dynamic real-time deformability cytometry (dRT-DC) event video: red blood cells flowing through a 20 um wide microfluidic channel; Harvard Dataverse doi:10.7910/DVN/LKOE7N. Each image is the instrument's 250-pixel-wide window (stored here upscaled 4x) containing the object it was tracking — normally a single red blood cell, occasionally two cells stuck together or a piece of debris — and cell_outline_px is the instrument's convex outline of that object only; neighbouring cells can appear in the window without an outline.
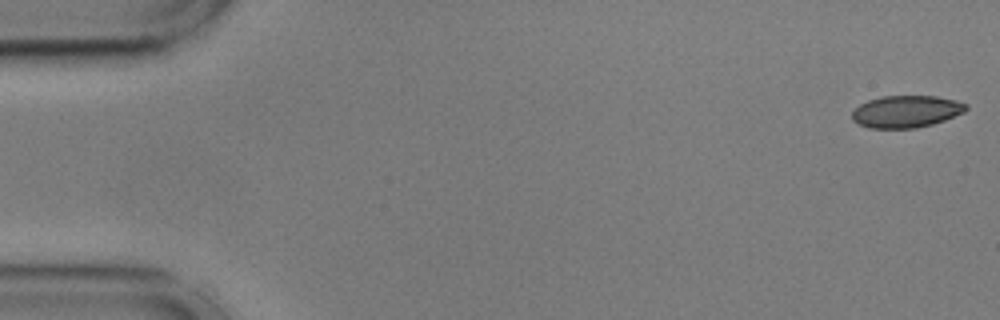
{"species": "common noctule bat (a hibernating species)", "species_latin": "Nyctalus noctula", "temperature_condition": "cold", "stored_images_in_passage": 49, "camera_frame_rate_fps": 3000, "um_per_image_px": 0.085, "animal": {"sex": "male", "body_mass_g": 17.9, "forearm_length_mm": 54.2}, "frame": {"image": 1, "passage_image": 1, "time_ms": 0.0, "image_size_px": [1000, 320], "cell_outline_px": [[968, 108], [964, 112], [944, 120], [932, 124], [916, 128], [868, 128], [852, 120], [852, 112], [860, 104], [868, 100], [884, 96], [936, 96], [956, 100], [968, 104]], "centroid_in_image_um": [77.04, 9.48], "position_along_channel_um": 8.0, "area_um2": 21.27}}
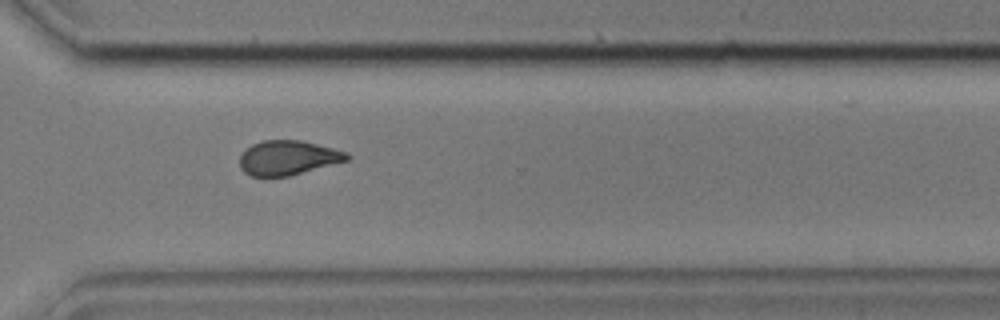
{"frame": {"image": 2, "passage_image": 40, "time_ms": 13.0, "image_size_px": [1000, 320], "cell_outline_px": [[348, 160], [288, 176], [252, 176], [244, 172], [240, 168], [240, 156], [252, 144], [264, 140], [304, 140], [348, 152]], "centroid_in_image_um": [24.48, 13.4], "position_along_channel_um": 346.1, "area_um2": 21.39}}
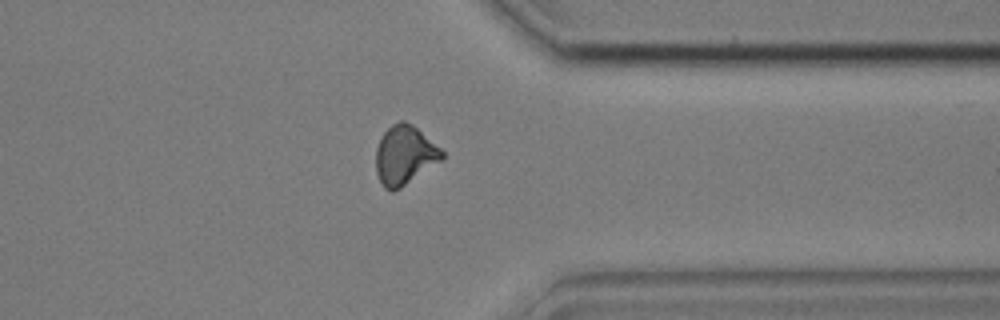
{"frame": {"image": 3, "passage_image": 43, "time_ms": 14.0, "image_size_px": [1000, 320], "cell_outline_px": [[444, 156], [440, 160], [400, 188], [392, 192], [384, 188], [376, 172], [376, 148], [384, 132], [392, 124], [400, 120], [404, 120], [412, 124], [440, 148], [444, 152]], "centroid_in_image_um": [34.36, 13.18], "position_along_channel_um": 377.0, "area_um2": 22.31}}